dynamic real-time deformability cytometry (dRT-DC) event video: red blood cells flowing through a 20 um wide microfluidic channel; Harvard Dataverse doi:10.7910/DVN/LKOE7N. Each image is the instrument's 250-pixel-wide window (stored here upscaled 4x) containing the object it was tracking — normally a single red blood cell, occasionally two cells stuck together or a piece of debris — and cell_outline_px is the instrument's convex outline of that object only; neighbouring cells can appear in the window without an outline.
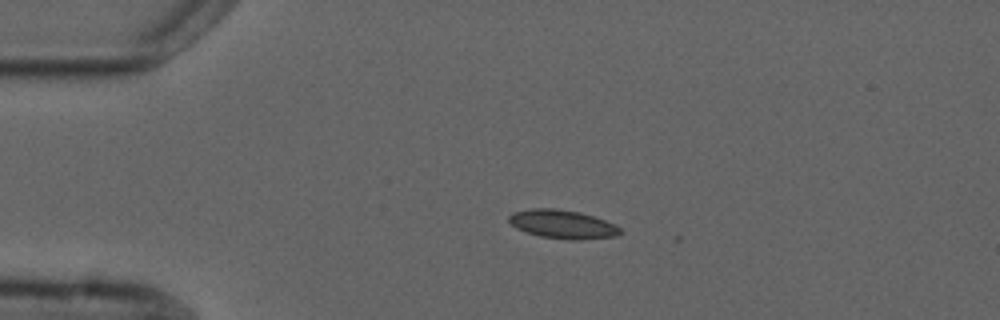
{"species": "common noctule bat (a hibernating species)", "species_latin": "Nyctalus noctula", "temperature_condition": "cold", "stored_images_in_passage": 4, "camera_frame_rate_fps": 3000, "um_per_image_px": 0.085, "animal": {"sex": "male", "forearm_length_mm": 52.5}, "frame": {"image": 1, "passage_image": 3, "time_ms": 2.0, "image_size_px": [1000, 320], "cell_outline_px": [[620, 232], [616, 236], [580, 240], [568, 240], [540, 236], [516, 228], [508, 220], [508, 216], [512, 212], [532, 208], [556, 208], [580, 212], [616, 224], [620, 228]], "centroid_in_image_um": [47.81, 19.05], "position_along_channel_um": 37.2, "area_um2": 18.55}}